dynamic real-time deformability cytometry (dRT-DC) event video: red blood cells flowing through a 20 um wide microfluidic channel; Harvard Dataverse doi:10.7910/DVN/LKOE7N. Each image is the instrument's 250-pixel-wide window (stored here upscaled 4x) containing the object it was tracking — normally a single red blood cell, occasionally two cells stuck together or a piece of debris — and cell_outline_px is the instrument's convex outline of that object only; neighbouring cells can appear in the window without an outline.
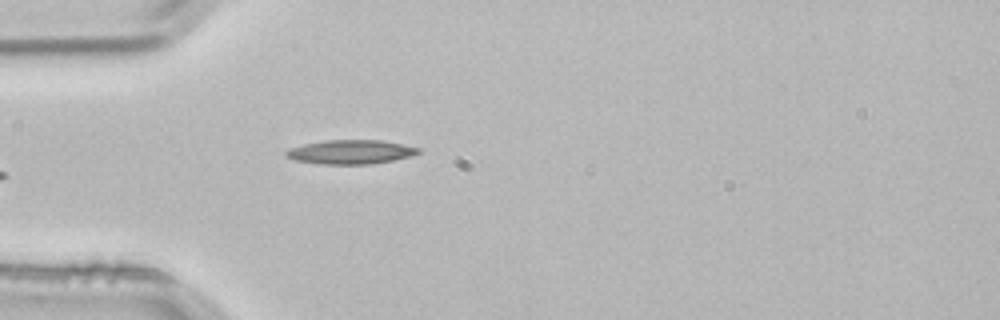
{"species": "common noctule bat (a hibernating species)", "species_latin": "Nyctalus noctula", "temperature_condition": "room temperature", "stored_images_in_passage": 3, "camera_frame_rate_fps": 3000, "um_per_image_px": 0.085, "animal": {"sex": "male", "body_mass_g": 21.5, "forearm_length_mm": 52.0}, "frame": {"image": 1, "passage_image": 3, "time_ms": 0.667, "image_size_px": [1000, 320], "cell_outline_px": [[420, 152], [408, 156], [392, 160], [372, 164], [320, 164], [292, 160], [284, 156], [284, 152], [288, 148], [304, 144], [328, 140], [380, 140], [420, 148]], "centroid_in_image_um": [29.71, 12.92], "position_along_channel_um": 55.3, "area_um2": 18.5}}